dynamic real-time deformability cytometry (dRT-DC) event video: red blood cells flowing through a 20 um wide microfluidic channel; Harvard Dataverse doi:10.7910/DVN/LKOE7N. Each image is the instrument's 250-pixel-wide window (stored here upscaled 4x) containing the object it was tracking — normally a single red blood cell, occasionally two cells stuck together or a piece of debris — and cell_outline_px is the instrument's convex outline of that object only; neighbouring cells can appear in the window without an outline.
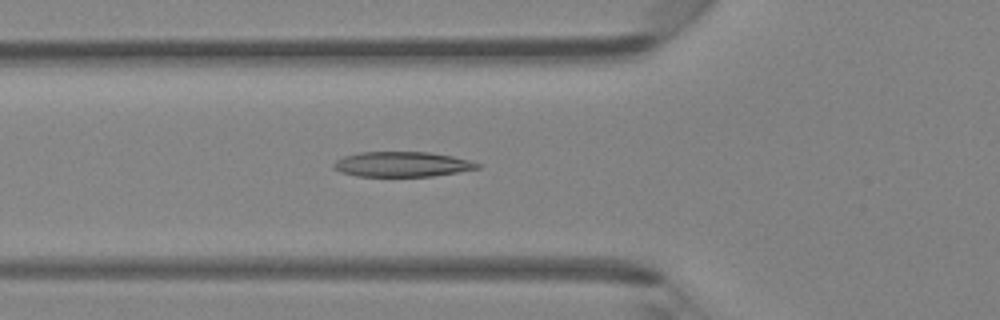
{"species": "Egyptian fruit bat (a non-hibernating species)", "species_latin": "Rousettus aegyptiacus", "temperature_condition": "room temperature", "stored_images_in_passage": 31, "camera_frame_rate_fps": 3000, "um_per_image_px": 0.085, "animal": {"sex": "female"}, "frame": {"image": 1, "passage_image": 2, "time_ms": 0.333, "image_size_px": [1000, 320], "cell_outline_px": [[480, 168], [432, 176], [356, 176], [340, 172], [332, 164], [336, 160], [344, 156], [360, 152], [428, 152], [452, 156], [468, 160], [480, 164]], "centroid_in_image_um": [34.15, 13.96], "position_along_channel_um": 91.6, "area_um2": 20.81}}
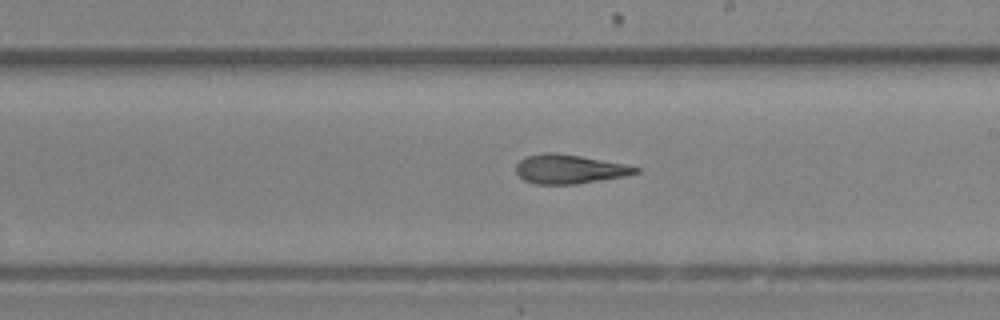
{"frame": {"image": 2, "passage_image": 12, "time_ms": 3.667, "image_size_px": [1000, 320], "cell_outline_px": [[640, 172], [624, 176], [576, 184], [536, 184], [524, 180], [516, 172], [516, 164], [520, 160], [528, 156], [544, 152], [556, 152], [580, 156], [624, 164], [640, 168]], "centroid_in_image_um": [48.38, 14.37], "position_along_channel_um": 240.6, "area_um2": 20.11}}
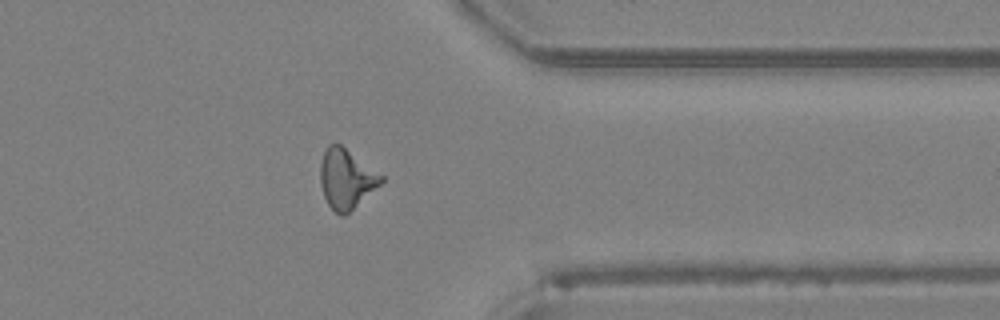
{"frame": {"image": 3, "passage_image": 22, "time_ms": 7.0, "image_size_px": [1000, 320], "cell_outline_px": [[384, 180], [380, 184], [344, 216], [340, 216], [328, 204], [324, 196], [320, 184], [320, 164], [324, 152], [328, 144], [340, 144], [384, 176]], "centroid_in_image_um": [29.41, 15.19], "position_along_channel_um": 382.0, "area_um2": 20.81}}